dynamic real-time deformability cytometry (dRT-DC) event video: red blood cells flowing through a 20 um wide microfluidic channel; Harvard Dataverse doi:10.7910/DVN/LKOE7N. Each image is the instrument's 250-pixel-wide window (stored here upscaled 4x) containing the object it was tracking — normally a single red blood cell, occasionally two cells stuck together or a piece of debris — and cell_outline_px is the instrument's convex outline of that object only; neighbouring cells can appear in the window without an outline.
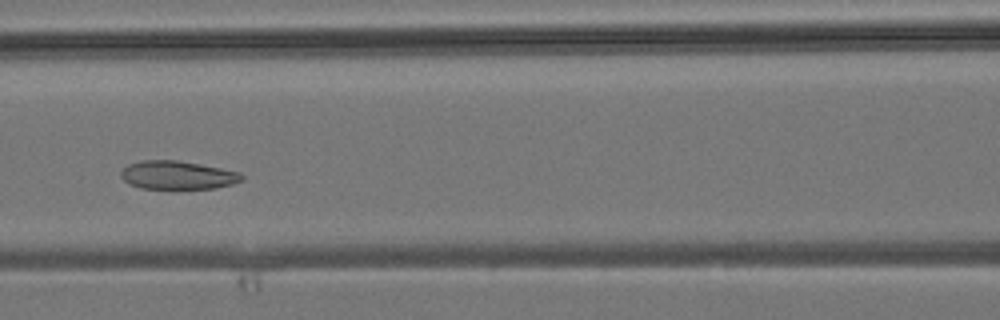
{"species": "common noctule bat (a hibernating species)", "species_latin": "Nyctalus noctula", "temperature_condition": "room temperature", "stored_images_in_passage": 4, "camera_frame_rate_fps": 3000, "um_per_image_px": 0.085, "animal": {"sex": "male", "body_mass_g": 19.2, "forearm_length_mm": 51.8}, "frame": {"image": 1, "passage_image": 4, "time_ms": 3.333, "image_size_px": [1000, 320], "cell_outline_px": [[244, 180], [232, 184], [216, 188], [140, 188], [128, 184], [120, 176], [120, 172], [128, 164], [140, 160], [176, 160], [200, 164], [240, 172], [244, 176]], "centroid_in_image_um": [15.08, 14.88], "position_along_channel_um": 151.5, "area_um2": 20.0}}